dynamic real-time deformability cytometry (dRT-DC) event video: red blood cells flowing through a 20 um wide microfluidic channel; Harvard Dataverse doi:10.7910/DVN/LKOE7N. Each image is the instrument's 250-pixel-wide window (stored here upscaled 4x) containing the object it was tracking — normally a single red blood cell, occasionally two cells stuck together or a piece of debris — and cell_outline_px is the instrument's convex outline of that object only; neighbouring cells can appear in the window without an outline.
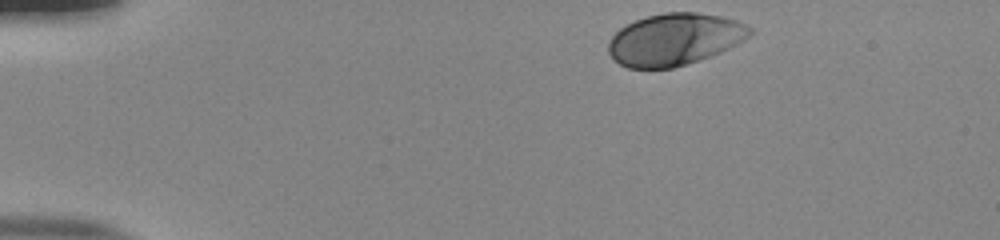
{"species": "human", "species_latin": "Homo sapiens", "temperature_condition": "room temperature", "stored_images_in_passage": 37, "camera_frame_rate_fps": 3000, "um_per_image_px": 0.085, "donor": {"sex": "male"}, "frame": {"image": 1, "passage_image": 1, "time_ms": 0.0, "image_size_px": [1000, 240], "cell_outline_px": [[756, 32], [744, 40], [720, 52], [672, 68], [628, 68], [620, 64], [608, 52], [608, 40], [620, 28], [636, 20], [648, 16], [664, 12], [696, 12], [724, 16], [736, 20], [752, 28]], "centroid_in_image_um": [57.36, 3.33], "position_along_channel_um": 27.6, "area_um2": 42.66}}
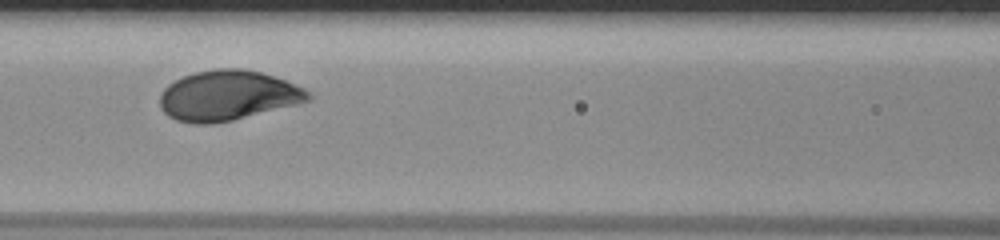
{"frame": {"image": 2, "passage_image": 17, "time_ms": 5.333, "image_size_px": [1000, 240], "cell_outline_px": [[312, 96], [308, 100], [296, 104], [232, 120], [212, 124], [196, 124], [176, 120], [168, 116], [160, 108], [160, 92], [168, 84], [184, 76], [196, 72], [216, 68], [244, 68], [260, 72], [284, 80], [304, 88]], "centroid_in_image_um": [19.31, 8.12], "position_along_channel_um": 147.3, "area_um2": 43.0}}
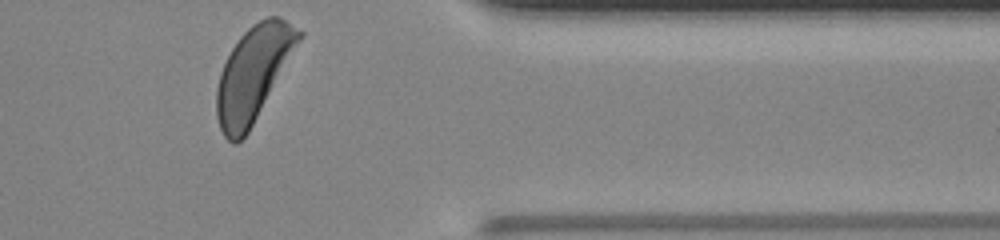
{"frame": {"image": 3, "passage_image": 37, "time_ms": 12.0, "image_size_px": [1000, 240], "cell_outline_px": [[304, 36], [248, 132], [236, 144], [232, 144], [224, 136], [220, 128], [216, 116], [216, 88], [220, 72], [232, 48], [240, 36], [252, 24], [268, 16], [280, 16], [304, 32]], "centroid_in_image_um": [21.54, 6.24], "position_along_channel_um": 389.9, "area_um2": 45.14}, "authors_computed_cell_mechanics": {"area_um2": 42.6564, "velocity_mm_per_s": 3.838, "shape_relaxation_time_tau1_ms": 1.9127, "shape_relaxation_time_tau2_ms": null, "deformation_change_tau1": 0.1238, "deformation_change_tau2": null}}